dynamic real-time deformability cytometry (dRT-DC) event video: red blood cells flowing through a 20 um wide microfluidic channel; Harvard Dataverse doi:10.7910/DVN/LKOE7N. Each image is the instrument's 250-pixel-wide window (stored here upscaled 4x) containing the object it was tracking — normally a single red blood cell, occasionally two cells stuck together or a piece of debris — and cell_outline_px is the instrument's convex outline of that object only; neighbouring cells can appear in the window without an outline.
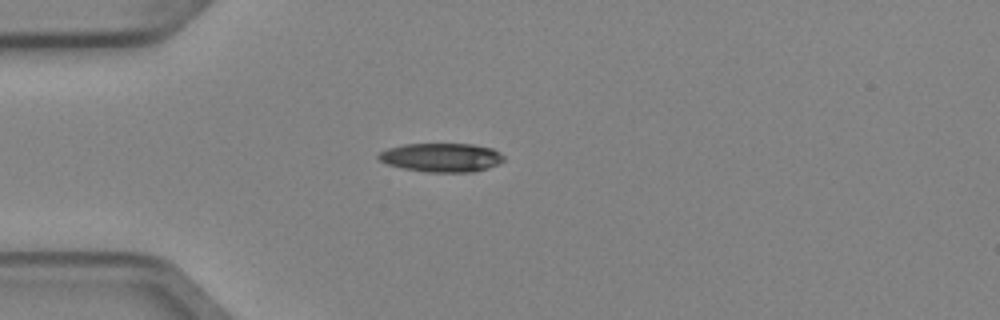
{"species": "Egyptian fruit bat (a non-hibernating species)", "species_latin": "Rousettus aegyptiacus", "temperature_condition": "cold", "stored_images_in_passage": 2, "camera_frame_rate_fps": 3000, "um_per_image_px": 0.085, "animal": {"sex": "female"}, "frame": {"image": 1, "passage_image": 1, "time_ms": 0.0, "image_size_px": [1000, 320], "cell_outline_px": [[504, 160], [500, 164], [488, 168], [472, 172], [428, 172], [404, 168], [388, 164], [380, 160], [376, 156], [380, 152], [388, 148], [404, 144], [472, 144], [492, 148], [500, 152], [504, 156]], "centroid_in_image_um": [37.56, 13.38], "position_along_channel_um": 47.4, "area_um2": 21.04}}